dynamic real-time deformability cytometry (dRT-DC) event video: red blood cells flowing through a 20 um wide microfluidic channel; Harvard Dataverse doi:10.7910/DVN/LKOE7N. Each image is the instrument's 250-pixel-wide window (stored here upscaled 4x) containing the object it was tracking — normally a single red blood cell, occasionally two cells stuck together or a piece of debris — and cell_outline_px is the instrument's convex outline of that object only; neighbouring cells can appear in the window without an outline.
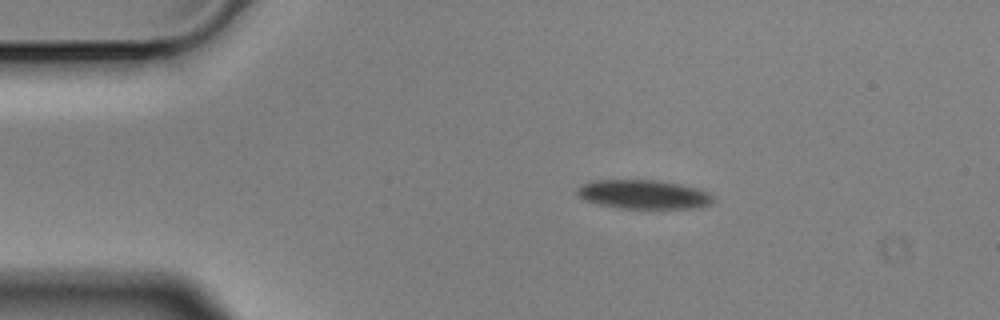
{"species": "Egyptian fruit bat (a non-hibernating species)", "species_latin": "Rousettus aegyptiacus", "temperature_condition": "cold", "stored_images_in_passage": 6, "camera_frame_rate_fps": 3000, "um_per_image_px": 0.085, "animal": {"sex": "male"}, "frame": {"image": 1, "passage_image": 2, "time_ms": 0.333, "image_size_px": [1000, 320], "cell_outline_px": [[716, 200], [712, 204], [700, 208], [620, 208], [596, 204], [584, 200], [576, 192], [576, 188], [592, 180], [660, 180], [700, 188], [716, 196]], "centroid_in_image_um": [54.78, 16.52], "position_along_channel_um": 30.2, "area_um2": 23.41}}
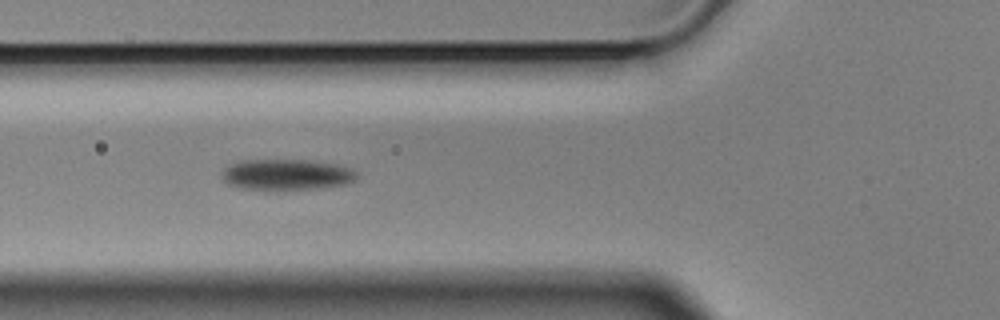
{"frame": {"image": 2, "passage_image": 5, "time_ms": 1.333, "image_size_px": [1000, 320], "cell_outline_px": [[356, 180], [348, 184], [316, 188], [244, 188], [228, 184], [220, 176], [224, 168], [232, 164], [244, 160], [308, 160], [340, 164], [352, 168], [356, 172]], "centroid_in_image_um": [24.41, 14.81], "position_along_channel_um": 101.4, "area_um2": 23.87}}
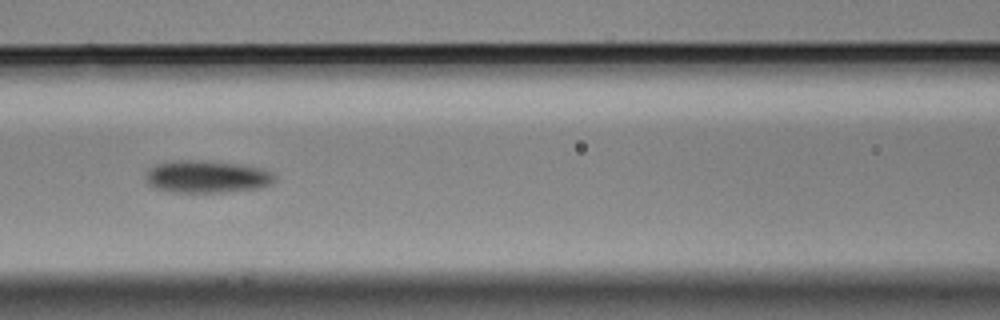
{"frame": {"image": 3, "passage_image": 6, "time_ms": 1.667, "image_size_px": [1000, 320], "cell_outline_px": [[276, 176], [268, 184], [260, 188], [224, 192], [168, 192], [156, 188], [148, 184], [148, 168], [156, 164], [172, 160], [204, 160], [240, 164], [264, 168], [272, 172]], "centroid_in_image_um": [17.58, 15.01], "position_along_channel_um": 149.0, "area_um2": 24.39}}